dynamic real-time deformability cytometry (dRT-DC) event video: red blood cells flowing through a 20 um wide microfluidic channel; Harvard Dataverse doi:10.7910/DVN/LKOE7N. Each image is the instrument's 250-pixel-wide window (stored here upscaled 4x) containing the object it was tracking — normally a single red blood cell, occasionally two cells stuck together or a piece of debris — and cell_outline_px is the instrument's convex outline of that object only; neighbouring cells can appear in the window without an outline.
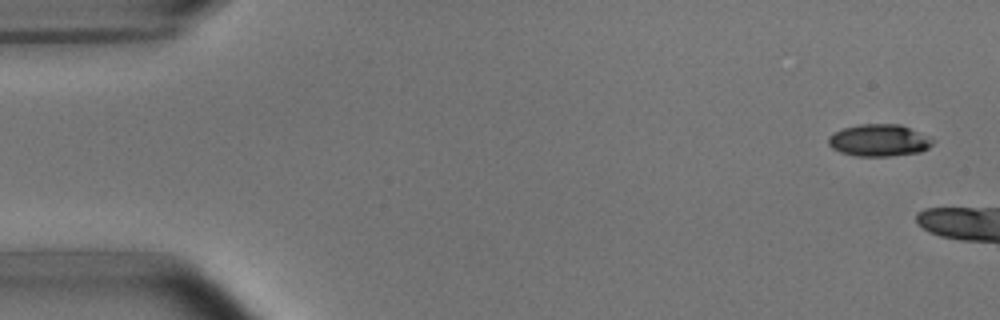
{"species": "common noctule bat (a hibernating species)", "species_latin": "Nyctalus noctula", "temperature_condition": "room temperature", "stored_images_in_passage": 4, "camera_frame_rate_fps": 3000, "um_per_image_px": 0.085, "animal": {"sex": "male", "body_mass_g": 15.6}, "frame": {"image": 1, "passage_image": 1, "time_ms": 0.0, "image_size_px": [1000, 320], "cell_outline_px": [[936, 140], [928, 148], [920, 152], [888, 156], [856, 156], [840, 152], [832, 148], [828, 144], [828, 136], [844, 128], [860, 124], [900, 124], [932, 136]], "centroid_in_image_um": [74.77, 11.92], "position_along_channel_um": 10.2, "area_um2": 19.65}}